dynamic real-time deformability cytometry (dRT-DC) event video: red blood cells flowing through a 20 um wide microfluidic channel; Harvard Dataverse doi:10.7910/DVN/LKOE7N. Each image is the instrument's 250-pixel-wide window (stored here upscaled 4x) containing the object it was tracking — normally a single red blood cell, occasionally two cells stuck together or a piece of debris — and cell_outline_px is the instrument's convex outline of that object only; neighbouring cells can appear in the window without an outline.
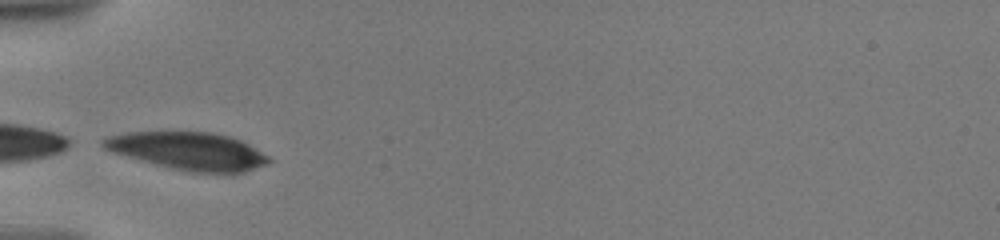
{"species": "human", "species_latin": "Homo sapiens", "temperature_condition": "warm", "stored_images_in_passage": 10, "camera_frame_rate_fps": 3000, "um_per_image_px": 0.085, "donor": {"sex": "male"}, "frame": {"image": 1, "passage_image": 2, "time_ms": 1.333, "image_size_px": [1000, 240], "cell_outline_px": [[272, 160], [268, 164], [244, 172], [192, 172], [172, 168], [112, 152], [104, 148], [100, 144], [100, 140], [108, 136], [128, 132], [212, 132], [228, 136], [240, 140], [248, 144], [268, 156]], "centroid_in_image_um": [16.0, 12.82], "position_along_channel_um": 69.0, "area_um2": 35.89}}
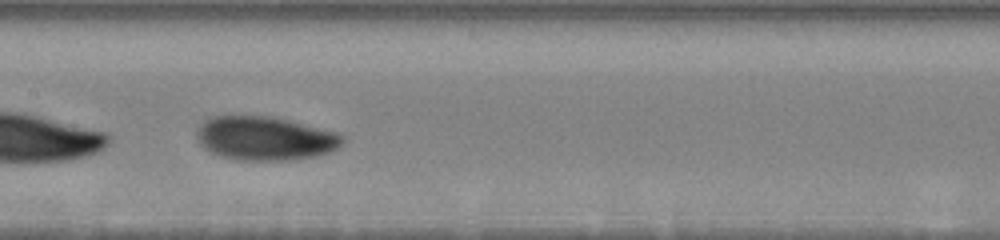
{"frame": {"image": 2, "passage_image": 5, "time_ms": 4.667, "image_size_px": [1000, 240], "cell_outline_px": [[344, 140], [336, 148], [328, 152], [312, 156], [288, 160], [248, 160], [224, 156], [212, 152], [200, 144], [196, 136], [196, 132], [204, 120], [208, 116], [272, 116], [336, 132], [344, 136]], "centroid_in_image_um": [22.5, 11.74], "position_along_channel_um": 184.9, "area_um2": 36.65}}
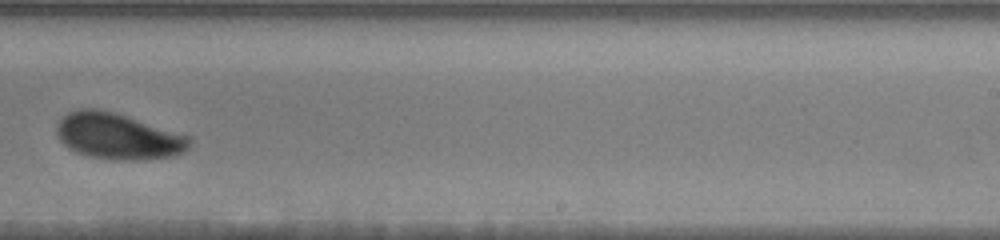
{"frame": {"image": 3, "passage_image": 9, "time_ms": 7.333, "image_size_px": [1000, 240], "cell_outline_px": [[192, 140], [188, 148], [184, 152], [172, 156], [144, 160], [112, 160], [88, 156], [76, 152], [68, 148], [60, 140], [56, 132], [56, 124], [68, 112], [76, 108], [96, 108], [112, 112], [192, 136]], "centroid_in_image_um": [10.03, 11.59], "position_along_channel_um": 279.0, "area_um2": 35.89}}